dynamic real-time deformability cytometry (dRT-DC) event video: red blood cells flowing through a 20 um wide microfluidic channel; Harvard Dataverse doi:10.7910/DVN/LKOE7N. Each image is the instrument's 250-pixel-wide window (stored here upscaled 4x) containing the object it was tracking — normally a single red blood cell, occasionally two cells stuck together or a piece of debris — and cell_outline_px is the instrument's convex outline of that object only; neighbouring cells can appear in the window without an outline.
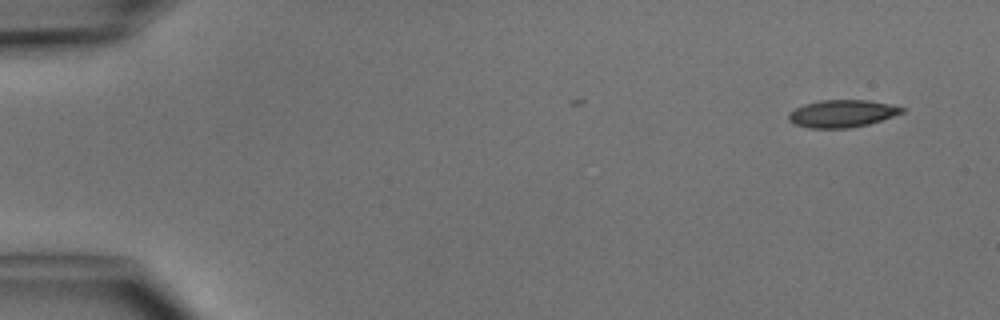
{"species": "common noctule bat (a hibernating species)", "species_latin": "Nyctalus noctula", "temperature_condition": "cold", "stored_images_in_passage": 4, "camera_frame_rate_fps": 3000, "um_per_image_px": 0.085, "animal": {"sex": "male", "body_mass_g": 15.6}, "frame": {"image": 1, "passage_image": 1, "time_ms": 0.0, "image_size_px": [1000, 320], "cell_outline_px": [[904, 112], [868, 124], [848, 128], [808, 128], [796, 124], [788, 120], [788, 112], [804, 104], [820, 100], [868, 100], [888, 104], [904, 108]], "centroid_in_image_um": [71.53, 9.65], "position_along_channel_um": 13.5, "area_um2": 17.92}}
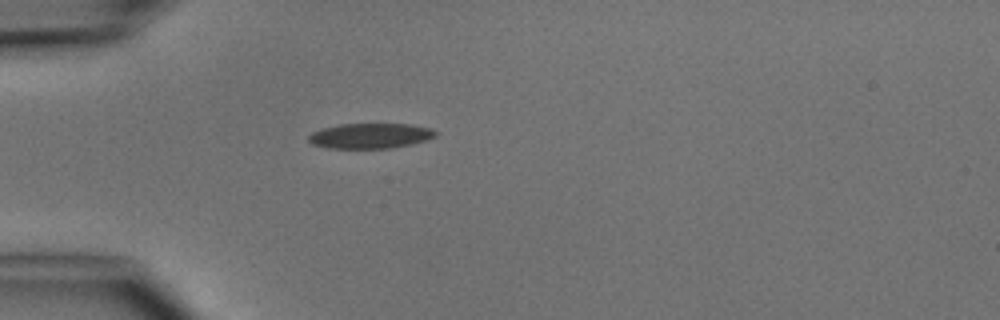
{"frame": {"image": 2, "passage_image": 4, "time_ms": 3.667, "image_size_px": [1000, 320], "cell_outline_px": [[436, 136], [428, 140], [392, 148], [328, 148], [312, 144], [308, 140], [308, 136], [312, 132], [320, 128], [340, 124], [412, 124], [428, 128], [436, 132]], "centroid_in_image_um": [31.44, 11.54], "position_along_channel_um": 53.6, "area_um2": 18.67}}